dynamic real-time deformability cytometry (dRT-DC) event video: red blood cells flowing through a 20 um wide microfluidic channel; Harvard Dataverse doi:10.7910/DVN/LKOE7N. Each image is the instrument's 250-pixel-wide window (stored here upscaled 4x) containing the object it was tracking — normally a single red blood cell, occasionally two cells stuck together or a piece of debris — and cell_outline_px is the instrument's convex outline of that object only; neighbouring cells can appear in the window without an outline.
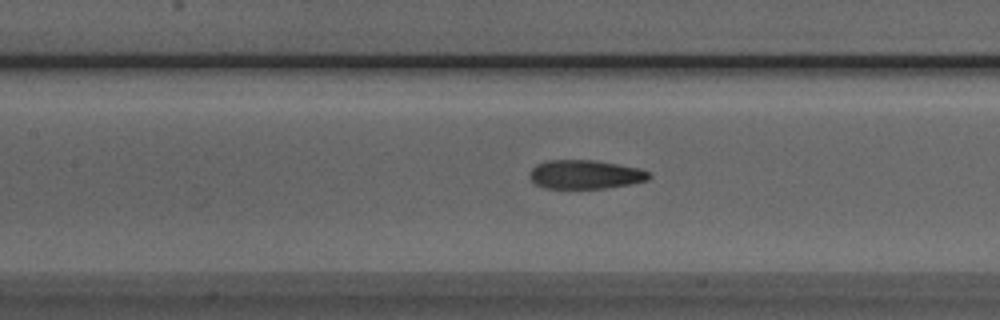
{"species": "Egyptian fruit bat (a non-hibernating species)", "species_latin": "Rousettus aegyptiacus", "temperature_condition": "room temperature", "stored_images_in_passage": 37, "camera_frame_rate_fps": 3000, "um_per_image_px": 0.085, "animal": {"sex": "male"}, "frame": {"image": 1, "passage_image": 14, "time_ms": 4.333, "image_size_px": [1000, 320], "cell_outline_px": [[652, 176], [648, 180], [632, 184], [604, 188], [544, 188], [536, 184], [528, 176], [528, 172], [536, 164], [548, 160], [596, 160], [640, 168], [648, 172]], "centroid_in_image_um": [49.74, 14.82], "position_along_channel_um": 157.7, "area_um2": 20.23}}
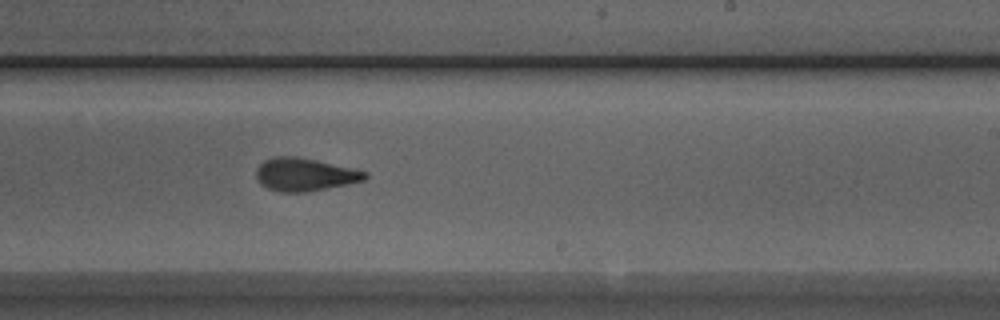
{"frame": {"image": 2, "passage_image": 22, "time_ms": 7.0, "image_size_px": [1000, 320], "cell_outline_px": [[368, 176], [364, 180], [348, 184], [304, 192], [280, 192], [268, 188], [260, 184], [256, 176], [256, 168], [264, 160], [272, 156], [296, 156], [316, 160], [368, 172]], "centroid_in_image_um": [25.87, 14.83], "position_along_channel_um": 263.1, "area_um2": 20.81}}
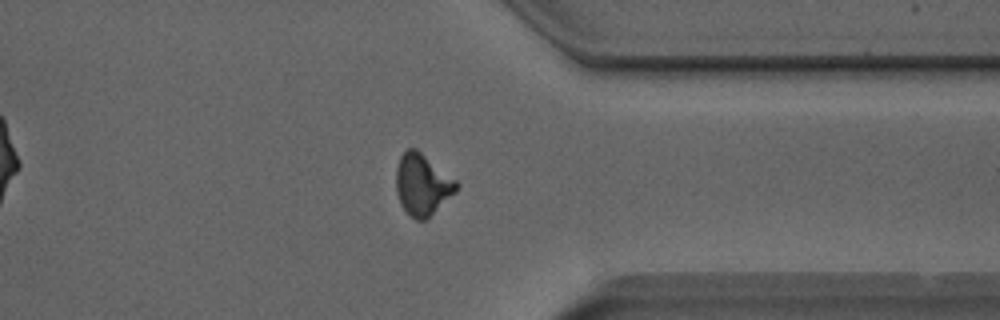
{"frame": {"image": 3, "passage_image": 31, "time_ms": 10.0, "image_size_px": [1000, 320], "cell_outline_px": [[460, 184], [456, 192], [424, 220], [416, 220], [400, 204], [396, 192], [396, 168], [400, 156], [408, 148], [416, 148], [456, 180]], "centroid_in_image_um": [35.89, 15.66], "position_along_channel_um": 375.5, "area_um2": 21.33}, "authors_computed_cell_mechanics": {"area_um2": 20.3456, "velocity_mm_per_s": 3.9632, "shape_relaxation_time_tau1_ms": 6.2571, "shape_relaxation_time_tau2_ms": 1.9985, "deformation_change_tau1": 0.1909, "deformation_change_tau2": 0.0912}}